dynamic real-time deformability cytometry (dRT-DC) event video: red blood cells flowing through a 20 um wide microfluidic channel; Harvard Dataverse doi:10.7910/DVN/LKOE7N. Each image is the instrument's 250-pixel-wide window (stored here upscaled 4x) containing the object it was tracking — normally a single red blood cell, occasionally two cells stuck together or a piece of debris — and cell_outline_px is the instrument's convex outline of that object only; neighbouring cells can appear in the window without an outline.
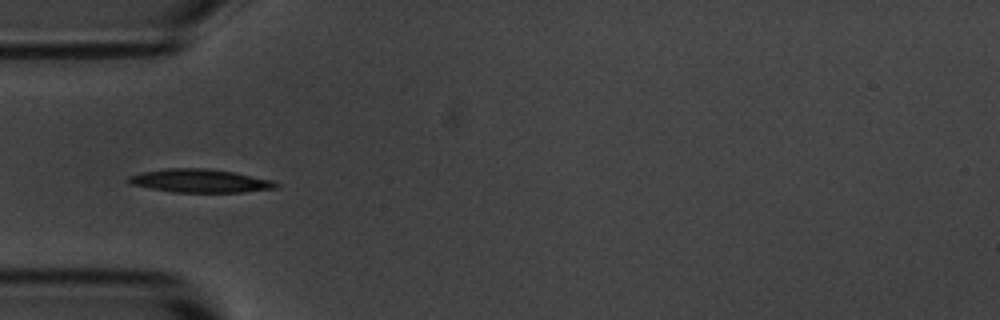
{"species": "common noctule bat (a hibernating species)", "species_latin": "Nyctalus noctula", "temperature_condition": "room temperature", "stored_images_in_passage": 4, "camera_frame_rate_fps": 3000, "um_per_image_px": 0.085, "animal": {"sex": "male", "body_mass_g": 20.1, "forearm_length_mm": 53.5}, "frame": {"image": 1, "passage_image": 4, "time_ms": 3.667, "image_size_px": [1000, 320], "cell_outline_px": [[280, 184], [276, 188], [244, 192], [172, 192], [128, 184], [124, 180], [128, 176], [144, 172], [168, 168], [208, 168], [232, 172], [272, 180]], "centroid_in_image_um": [16.96, 15.37], "position_along_channel_um": 68.0, "area_um2": 20.06}}